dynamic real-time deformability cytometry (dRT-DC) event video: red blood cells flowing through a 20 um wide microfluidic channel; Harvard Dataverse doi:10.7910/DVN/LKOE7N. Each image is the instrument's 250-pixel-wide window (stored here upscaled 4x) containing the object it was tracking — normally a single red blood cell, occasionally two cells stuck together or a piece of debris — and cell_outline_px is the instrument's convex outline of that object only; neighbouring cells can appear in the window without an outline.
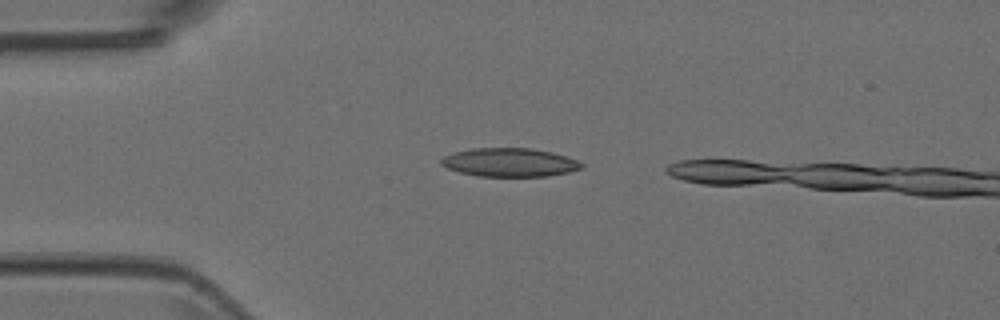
{"species": "Egyptian fruit bat (a non-hibernating species)", "species_latin": "Rousettus aegyptiacus", "temperature_condition": "room temperature", "stored_images_in_passage": 2, "camera_frame_rate_fps": 3000, "um_per_image_px": 0.085, "animal": {"sex": "female"}, "frame": {"image": 1, "passage_image": 1, "time_ms": 0.0, "image_size_px": [1000, 320], "cell_outline_px": [[584, 168], [568, 172], [548, 176], [476, 176], [460, 172], [448, 168], [440, 164], [440, 160], [444, 156], [456, 152], [472, 148], [532, 148], [552, 152], [568, 156], [584, 164]], "centroid_in_image_um": [43.35, 13.8], "position_along_channel_um": 41.7, "area_um2": 23.41}}